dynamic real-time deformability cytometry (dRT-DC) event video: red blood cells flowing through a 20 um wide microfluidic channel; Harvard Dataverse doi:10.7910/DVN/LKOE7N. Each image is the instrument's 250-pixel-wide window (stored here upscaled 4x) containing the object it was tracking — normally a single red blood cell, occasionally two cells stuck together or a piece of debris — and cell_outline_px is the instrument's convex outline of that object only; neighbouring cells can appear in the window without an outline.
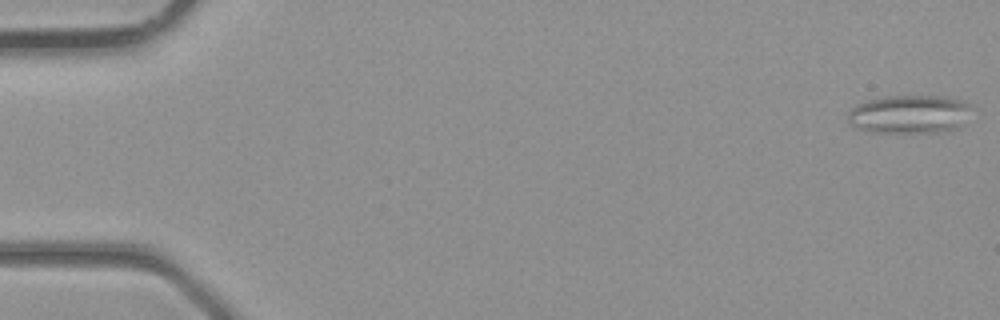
{"species": "common noctule bat (a hibernating species)", "species_latin": "Nyctalus noctula", "temperature_condition": "room temperature", "stored_images_in_passage": 39, "camera_frame_rate_fps": 3000, "um_per_image_px": 0.085, "animal": {"sex": "male", "body_mass_g": 23.1, "forearm_length_mm": 52.7}, "frame": {"image": 1, "passage_image": 1, "time_ms": 0.0, "image_size_px": [1000, 320], "cell_outline_px": [[972, 108], [960, 124], [956, 128], [940, 132], [872, 132], [856, 128], [848, 124], [848, 112], [856, 104], [868, 100], [888, 96], [944, 96], [964, 100]], "centroid_in_image_um": [77.26, 9.7], "position_along_channel_um": 7.7, "area_um2": 27.63}}
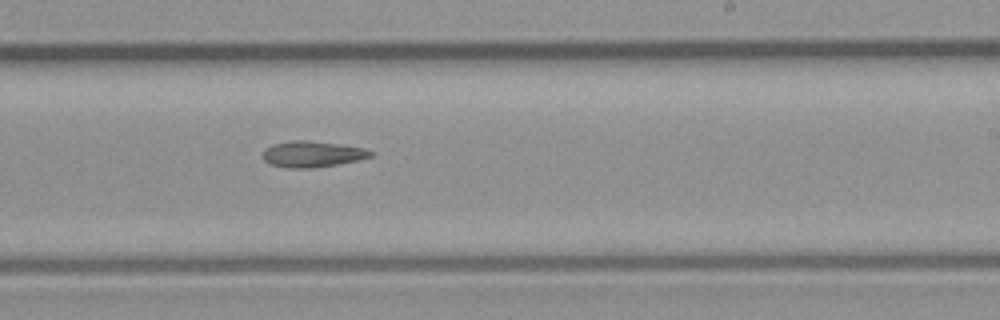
{"frame": {"image": 2, "passage_image": 24, "time_ms": 7.667, "image_size_px": [1000, 320], "cell_outline_px": [[376, 156], [336, 164], [312, 168], [288, 168], [268, 164], [260, 156], [264, 148], [272, 144], [292, 140], [308, 140], [340, 144], [364, 148], [376, 152]], "centroid_in_image_um": [26.52, 13.09], "position_along_channel_um": 262.5, "area_um2": 16.7}}
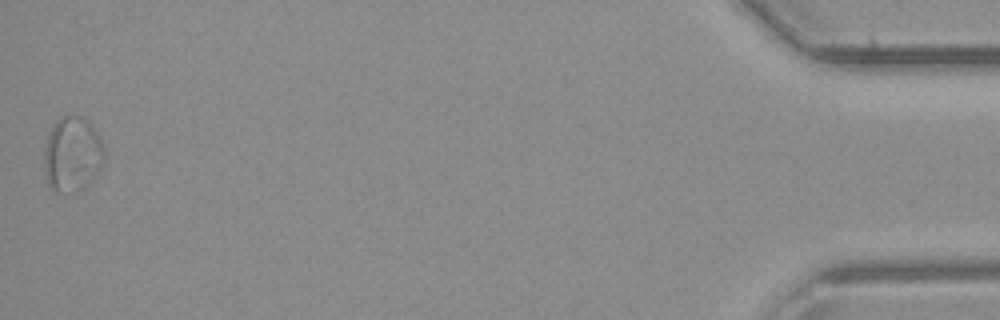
{"frame": {"image": 3, "passage_image": 39, "time_ms": 12.667, "image_size_px": [1000, 320], "cell_outline_px": [[104, 164], [88, 184], [84, 188], [76, 192], [52, 192], [48, 188], [44, 176], [44, 148], [48, 136], [56, 120], [60, 116], [80, 116], [88, 120], [96, 132], [104, 148]], "centroid_in_image_um": [6.12, 13.16], "position_along_channel_um": 429.1, "area_um2": 26.65}}